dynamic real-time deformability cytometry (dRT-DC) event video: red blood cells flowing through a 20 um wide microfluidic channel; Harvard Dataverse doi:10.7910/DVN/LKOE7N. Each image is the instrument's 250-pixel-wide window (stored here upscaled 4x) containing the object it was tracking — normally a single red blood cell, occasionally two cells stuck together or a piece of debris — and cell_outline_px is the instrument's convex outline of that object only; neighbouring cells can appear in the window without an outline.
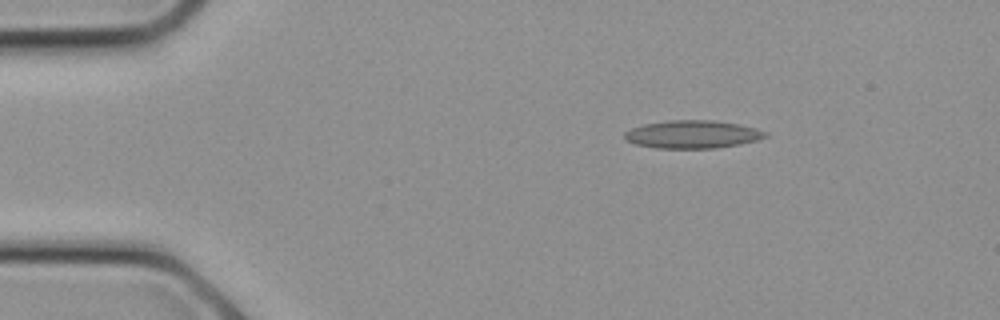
{"species": "common noctule bat (a hibernating species)", "species_latin": "Nyctalus noctula", "temperature_condition": "cold", "stored_images_in_passage": 8, "camera_frame_rate_fps": 3000, "um_per_image_px": 0.085, "animal": {"sex": "female", "body_mass_g": 21.9}, "frame": {"image": 1, "passage_image": 3, "time_ms": 0.667, "image_size_px": [1000, 320], "cell_outline_px": [[768, 136], [756, 140], [740, 144], [716, 148], [656, 148], [636, 144], [624, 140], [624, 132], [632, 128], [644, 124], [668, 120], [712, 120], [740, 124], [756, 128], [768, 132]], "centroid_in_image_um": [58.87, 11.41], "position_along_channel_um": 26.1, "area_um2": 23.0}}
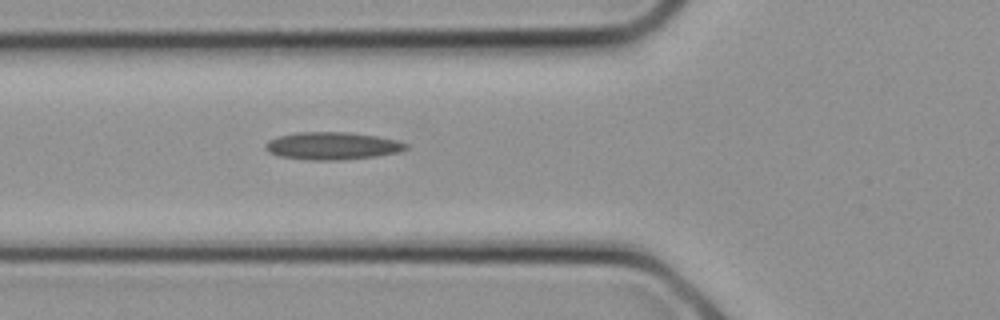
{"frame": {"image": 2, "passage_image": 8, "time_ms": 2.333, "image_size_px": [1000, 320], "cell_outline_px": [[408, 148], [400, 152], [376, 156], [340, 160], [304, 160], [276, 156], [268, 152], [264, 148], [264, 144], [268, 140], [276, 136], [296, 132], [348, 132], [376, 136], [396, 140], [408, 144]], "centroid_in_image_um": [28.18, 12.4], "position_along_channel_um": 97.6, "area_um2": 22.89}}